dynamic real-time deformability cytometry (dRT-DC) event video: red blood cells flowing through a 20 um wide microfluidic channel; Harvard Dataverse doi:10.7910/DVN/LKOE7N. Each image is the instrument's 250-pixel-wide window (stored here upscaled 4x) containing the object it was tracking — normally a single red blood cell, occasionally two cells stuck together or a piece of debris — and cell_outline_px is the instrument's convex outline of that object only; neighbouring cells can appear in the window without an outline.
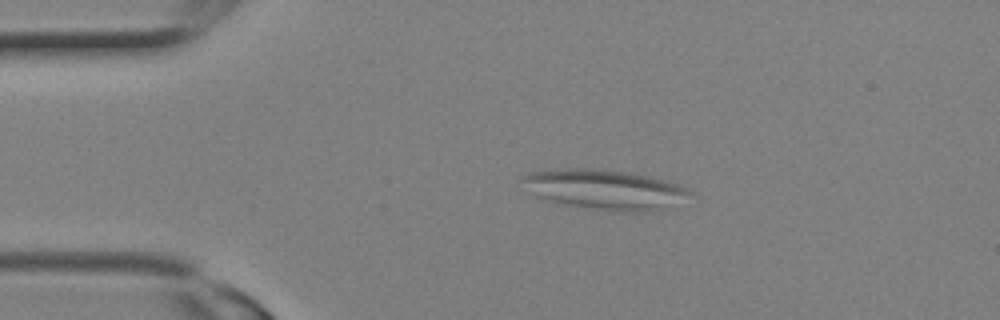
{"species": "Egyptian fruit bat (a non-hibernating species)", "species_latin": "Rousettus aegyptiacus", "temperature_condition": "room temperature", "stored_images_in_passage": 2, "camera_frame_rate_fps": 3000, "um_per_image_px": 0.085, "animal": {"sex": "female"}, "frame": {"image": 1, "passage_image": 1, "time_ms": 0.0, "image_size_px": [1000, 320], "cell_outline_px": [[692, 192], [644, 212], [612, 212], [544, 200], [536, 196], [520, 180], [520, 176], [532, 172], [568, 168], [588, 168], [628, 172], [648, 176], [680, 184]], "centroid_in_image_um": [51.24, 16.08], "position_along_channel_um": 33.8, "area_um2": 37.69}}